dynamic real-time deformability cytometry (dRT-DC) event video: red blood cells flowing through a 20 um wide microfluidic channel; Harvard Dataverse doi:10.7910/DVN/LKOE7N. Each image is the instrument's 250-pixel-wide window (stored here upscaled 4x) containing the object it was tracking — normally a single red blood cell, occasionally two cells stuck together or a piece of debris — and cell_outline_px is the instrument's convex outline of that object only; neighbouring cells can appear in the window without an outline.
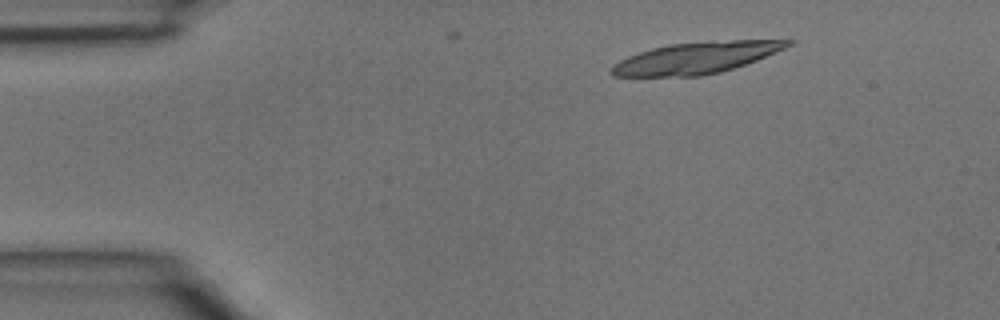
{"species": "common noctule bat (a hibernating species)", "species_latin": "Nyctalus noctula", "temperature_condition": "room temperature", "stored_images_in_passage": 5, "camera_frame_rate_fps": 3000, "um_per_image_px": 0.085, "animal": {"sex": "male", "body_mass_g": 15.6}, "frame": {"image": 1, "passage_image": 2, "time_ms": 0.333, "image_size_px": [1000, 320], "cell_outline_px": [[796, 40], [792, 44], [784, 48], [756, 60], [720, 72], [700, 76], [612, 76], [612, 68], [620, 60], [628, 56], [652, 48], [668, 44], [712, 40]], "centroid_in_image_um": [59.18, 4.9], "position_along_channel_um": 25.8, "area_um2": 31.96}}